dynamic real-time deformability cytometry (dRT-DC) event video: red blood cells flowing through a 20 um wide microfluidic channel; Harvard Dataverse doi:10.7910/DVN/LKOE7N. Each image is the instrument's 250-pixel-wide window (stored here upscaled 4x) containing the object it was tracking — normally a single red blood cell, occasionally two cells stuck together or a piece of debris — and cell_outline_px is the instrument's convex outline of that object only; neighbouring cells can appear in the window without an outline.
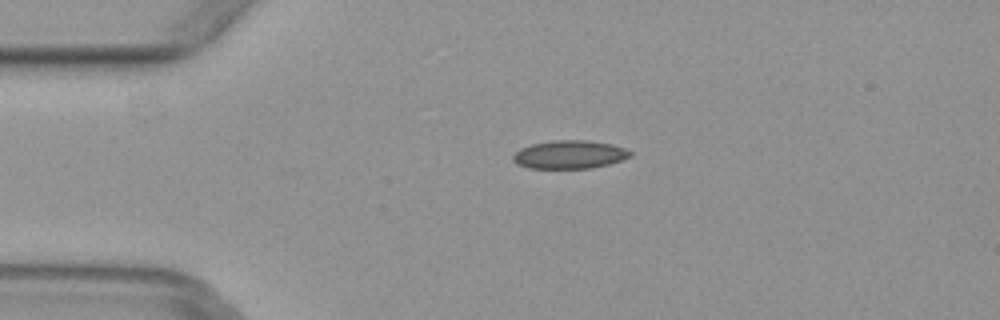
{"species": "common noctule bat (a hibernating species)", "species_latin": "Nyctalus noctula", "temperature_condition": "warm", "stored_images_in_passage": 4, "camera_frame_rate_fps": 3000, "um_per_image_px": 0.085, "animal": {"sex": "female", "body_mass_g": 29.2, "forearm_length_mm": 56.3}, "frame": {"image": 1, "passage_image": 2, "time_ms": 0.333, "image_size_px": [1000, 320], "cell_outline_px": [[632, 156], [608, 164], [592, 168], [528, 168], [516, 164], [512, 160], [512, 156], [520, 148], [532, 144], [552, 140], [588, 140], [612, 144], [624, 148], [632, 152]], "centroid_in_image_um": [48.39, 13.13], "position_along_channel_um": 36.6, "area_um2": 19.36}}